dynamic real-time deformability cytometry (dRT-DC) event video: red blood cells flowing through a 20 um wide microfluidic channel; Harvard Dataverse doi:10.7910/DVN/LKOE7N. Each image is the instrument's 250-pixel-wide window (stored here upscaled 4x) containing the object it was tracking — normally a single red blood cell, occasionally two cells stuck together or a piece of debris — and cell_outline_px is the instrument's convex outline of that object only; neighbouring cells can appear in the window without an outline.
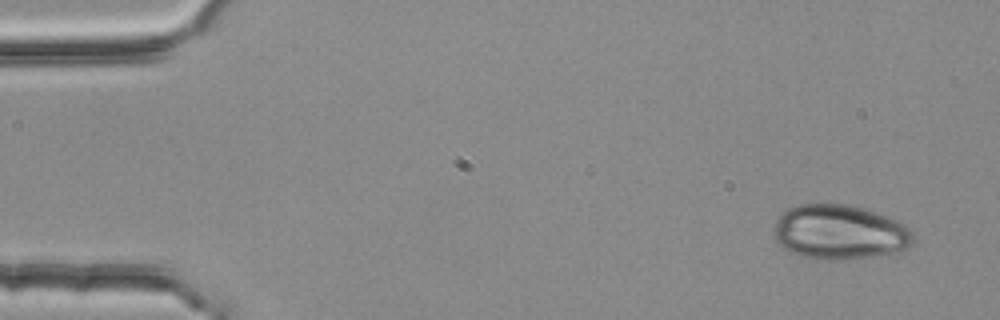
{"species": "common noctule bat (a hibernating species)", "species_latin": "Nyctalus noctula", "temperature_condition": "room temperature", "stored_images_in_passage": 2, "segment_of_instrument_passage": [2, 2], "camera_frame_rate_fps": 3000, "um_per_image_px": 0.085, "animal": {"sex": "female", "body_mass_g": 25.1}, "frame": {"image": 1, "passage_image": 2, "time_ms": 0.333, "image_size_px": [1000, 320], "cell_outline_px": [[912, 244], [908, 248], [900, 252], [876, 256], [836, 260], [816, 260], [800, 256], [788, 252], [776, 240], [772, 232], [776, 220], [788, 208], [800, 204], [848, 204], [864, 208], [888, 216], [904, 224], [912, 232]], "centroid_in_image_um": [71.36, 19.75], "position_along_channel_um": 13.6, "area_um2": 44.85}}